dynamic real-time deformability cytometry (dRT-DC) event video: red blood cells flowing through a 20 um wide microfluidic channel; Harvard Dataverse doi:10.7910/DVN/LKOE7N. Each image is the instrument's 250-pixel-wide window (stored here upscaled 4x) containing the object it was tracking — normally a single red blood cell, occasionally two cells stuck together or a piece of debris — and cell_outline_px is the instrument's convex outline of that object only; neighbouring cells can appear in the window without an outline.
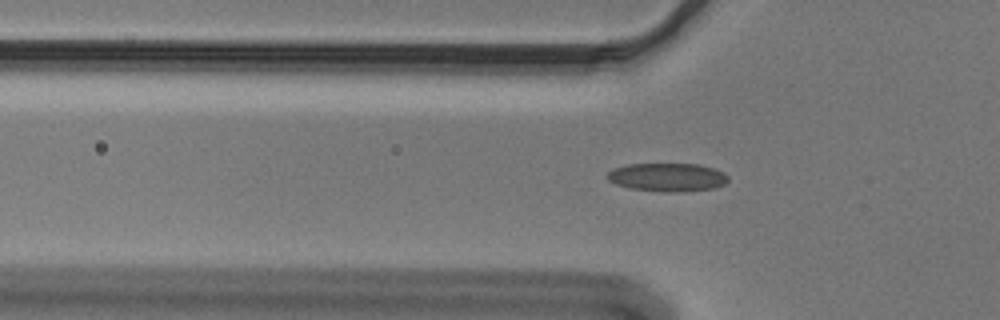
{"species": "Egyptian fruit bat (a non-hibernating species)", "species_latin": "Rousettus aegyptiacus", "temperature_condition": "cold", "stored_images_in_passage": 39, "camera_frame_rate_fps": 3000, "um_per_image_px": 0.085, "animal": {"sex": "male"}, "frame": {"image": 1, "passage_image": 2, "time_ms": 0.333, "image_size_px": [1000, 320], "cell_outline_px": [[728, 180], [724, 184], [712, 188], [676, 192], [668, 192], [632, 188], [616, 184], [608, 180], [604, 176], [612, 168], [628, 164], [700, 164], [724, 172], [728, 176]], "centroid_in_image_um": [56.7, 15.05], "position_along_channel_um": 69.1, "area_um2": 19.88}}
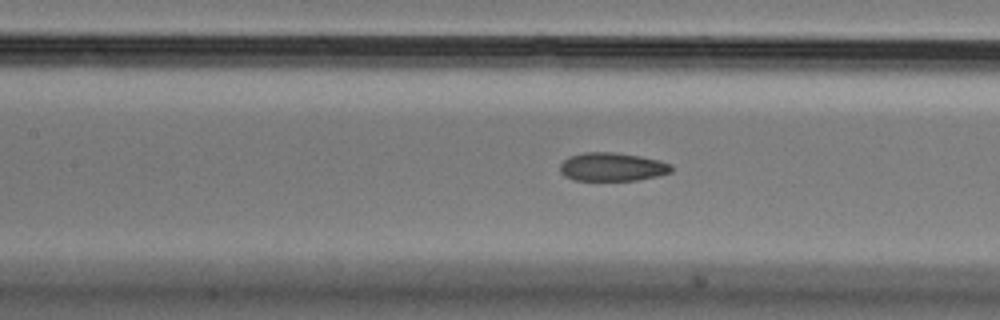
{"frame": {"image": 2, "passage_image": 9, "time_ms": 2.667, "image_size_px": [1000, 320], "cell_outline_px": [[672, 172], [660, 176], [636, 180], [572, 180], [564, 176], [560, 172], [560, 164], [568, 156], [584, 152], [616, 152], [640, 156], [660, 160], [672, 164]], "centroid_in_image_um": [52.05, 14.18], "position_along_channel_um": 155.4, "area_um2": 18.73}}
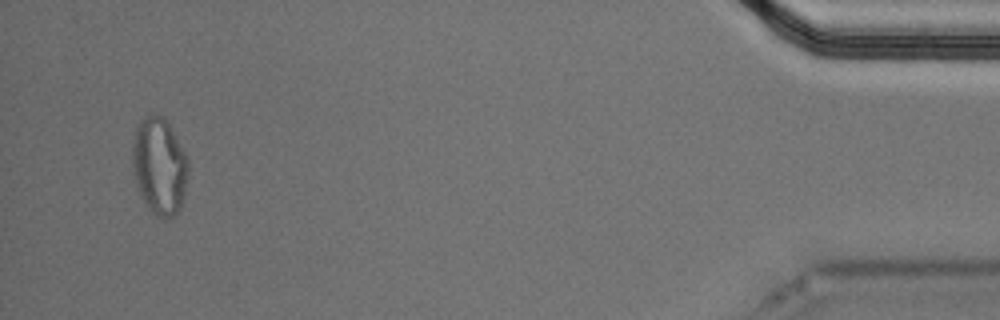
{"frame": {"image": 3, "passage_image": 37, "time_ms": 12.0, "image_size_px": [1000, 320], "cell_outline_px": [[188, 172], [184, 196], [180, 208], [172, 216], [164, 220], [156, 216], [148, 208], [140, 192], [132, 172], [132, 144], [136, 128], [140, 120], [144, 116], [164, 116], [184, 152], [188, 160]], "centroid_in_image_um": [13.53, 14.14], "position_along_channel_um": 421.7, "area_um2": 31.39}, "authors_computed_cell_mechanics": {"area_um2": 19.4208, "velocity_mm_per_s": 3.6589, "shape_relaxation_time_tau1_ms": null, "shape_relaxation_time_tau2_ms": 2.5128, "deformation_change_tau1": null, "deformation_change_tau2": 0.0829}}